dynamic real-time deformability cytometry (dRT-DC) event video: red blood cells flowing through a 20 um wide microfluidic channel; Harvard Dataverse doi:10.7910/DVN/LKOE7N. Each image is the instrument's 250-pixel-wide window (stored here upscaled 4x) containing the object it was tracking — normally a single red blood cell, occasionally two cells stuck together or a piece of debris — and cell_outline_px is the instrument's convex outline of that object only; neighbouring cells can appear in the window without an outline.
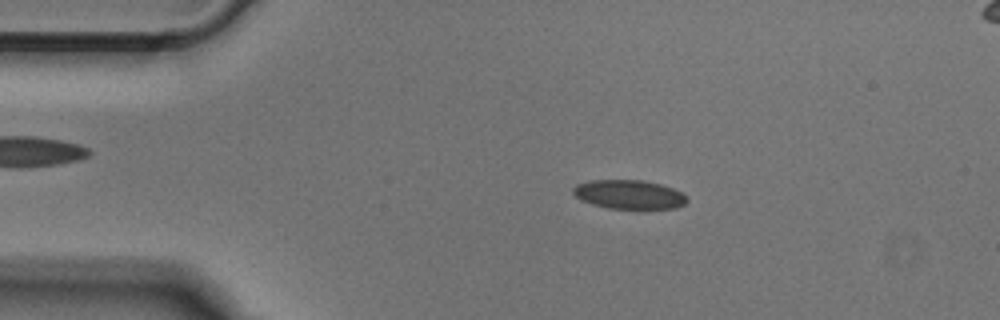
{"species": "Egyptian fruit bat (a non-hibernating species)", "species_latin": "Rousettus aegyptiacus", "temperature_condition": "cold", "stored_images_in_passage": 43, "camera_frame_rate_fps": 3000, "um_per_image_px": 0.085, "animal": {"sex": "male"}, "frame": {"image": 1, "passage_image": 2, "time_ms": 0.333, "image_size_px": [1000, 320], "cell_outline_px": [[688, 200], [684, 204], [676, 208], [608, 208], [592, 204], [580, 200], [572, 192], [572, 188], [576, 184], [588, 180], [644, 180], [660, 184], [672, 188], [688, 196]], "centroid_in_image_um": [53.44, 16.52], "position_along_channel_um": 31.6, "area_um2": 19.25}}
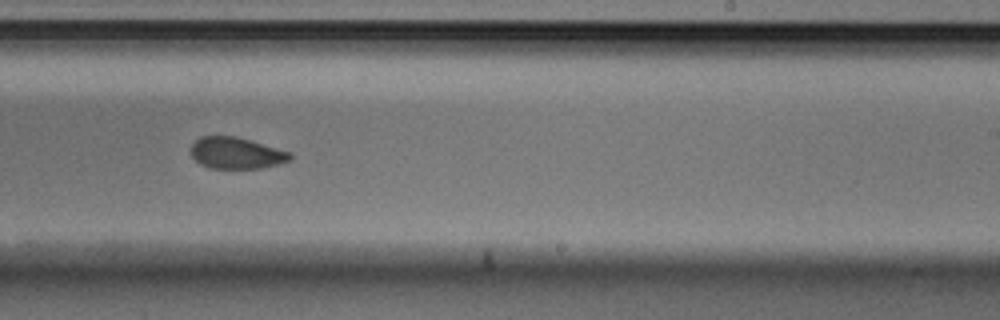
{"frame": {"image": 2, "passage_image": 23, "time_ms": 7.333, "image_size_px": [1000, 320], "cell_outline_px": [[292, 156], [288, 160], [276, 164], [260, 168], [208, 168], [200, 164], [192, 156], [192, 144], [200, 136], [236, 136], [292, 152]], "centroid_in_image_um": [20.07, 13.0], "position_along_channel_um": 268.9, "area_um2": 18.03}}
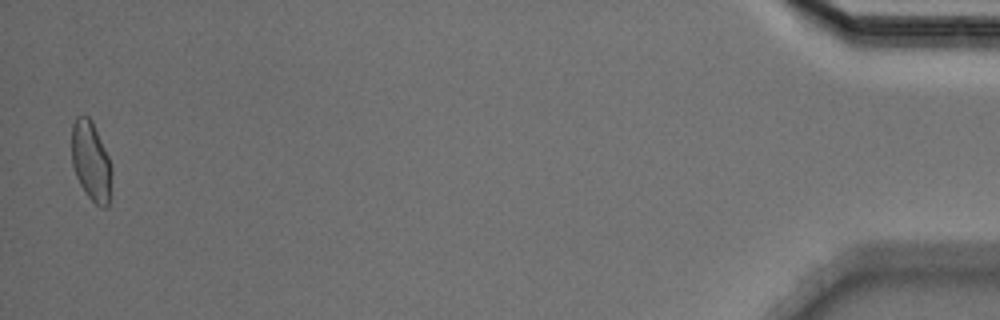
{"frame": {"image": 3, "passage_image": 42, "time_ms": 13.667, "image_size_px": [1000, 320], "cell_outline_px": [[112, 172], [108, 208], [100, 208], [88, 196], [80, 184], [76, 176], [72, 164], [72, 124], [76, 116], [88, 116], [92, 120], [108, 156], [112, 168]], "centroid_in_image_um": [7.74, 13.71], "position_along_channel_um": 427.5, "area_um2": 18.55}}